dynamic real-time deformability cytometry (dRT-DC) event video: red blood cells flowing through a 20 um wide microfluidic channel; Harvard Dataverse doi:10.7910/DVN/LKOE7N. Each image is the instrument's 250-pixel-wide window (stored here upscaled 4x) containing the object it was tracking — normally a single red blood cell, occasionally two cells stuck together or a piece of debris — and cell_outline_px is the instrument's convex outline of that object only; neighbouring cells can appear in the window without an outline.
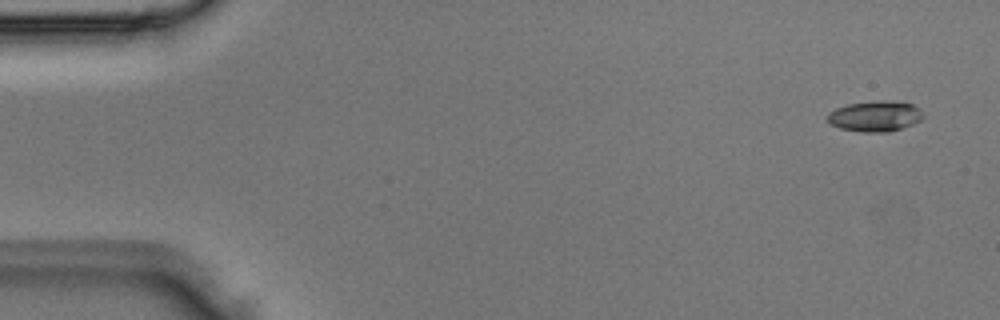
{"species": "Egyptian fruit bat (a non-hibernating species)", "species_latin": "Rousettus aegyptiacus", "temperature_condition": "room temperature", "stored_images_in_passage": 4, "camera_frame_rate_fps": 3000, "um_per_image_px": 0.085, "animal": {"sex": "male"}, "frame": {"image": 1, "passage_image": 1, "time_ms": 0.0, "image_size_px": [1000, 320], "cell_outline_px": [[924, 116], [920, 120], [912, 124], [888, 132], [864, 132], [840, 128], [832, 124], [828, 120], [828, 112], [836, 108], [848, 104], [876, 100], [880, 100], [912, 104], [920, 108]], "centroid_in_image_um": [74.39, 9.87], "position_along_channel_um": 10.6, "area_um2": 16.88}}